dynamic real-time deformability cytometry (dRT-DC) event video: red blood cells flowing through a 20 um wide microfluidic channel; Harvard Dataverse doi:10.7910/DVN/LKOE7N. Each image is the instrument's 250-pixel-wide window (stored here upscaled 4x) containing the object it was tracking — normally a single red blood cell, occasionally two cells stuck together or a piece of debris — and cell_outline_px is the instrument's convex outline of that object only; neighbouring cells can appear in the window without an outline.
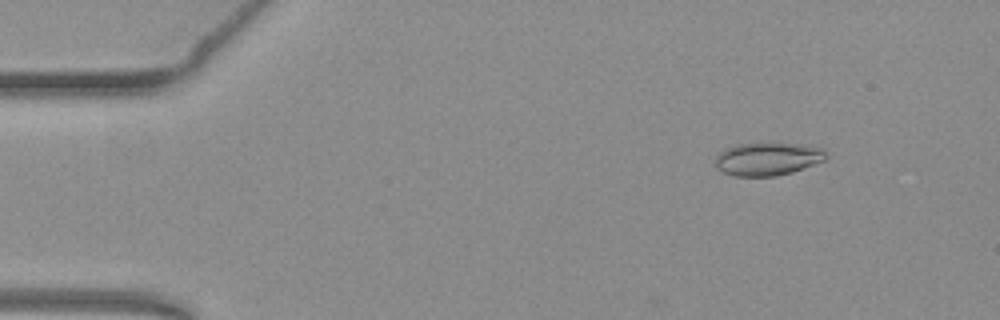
{"species": "common noctule bat (a hibernating species)", "species_latin": "Nyctalus noctula", "temperature_condition": "warm", "stored_images_in_passage": 10, "camera_frame_rate_fps": 3000, "um_per_image_px": 0.085, "animal": {"sex": "female", "body_mass_g": 19.3, "forearm_length_mm": 54.1}, "frame": {"image": 1, "passage_image": 7, "time_ms": 2.0, "image_size_px": [1000, 320], "cell_outline_px": [[828, 156], [824, 160], [804, 168], [792, 172], [776, 176], [732, 176], [716, 168], [716, 156], [724, 148], [736, 144], [804, 144], [820, 148]], "centroid_in_image_um": [65.22, 13.52], "position_along_channel_um": 19.8, "area_um2": 21.1}}